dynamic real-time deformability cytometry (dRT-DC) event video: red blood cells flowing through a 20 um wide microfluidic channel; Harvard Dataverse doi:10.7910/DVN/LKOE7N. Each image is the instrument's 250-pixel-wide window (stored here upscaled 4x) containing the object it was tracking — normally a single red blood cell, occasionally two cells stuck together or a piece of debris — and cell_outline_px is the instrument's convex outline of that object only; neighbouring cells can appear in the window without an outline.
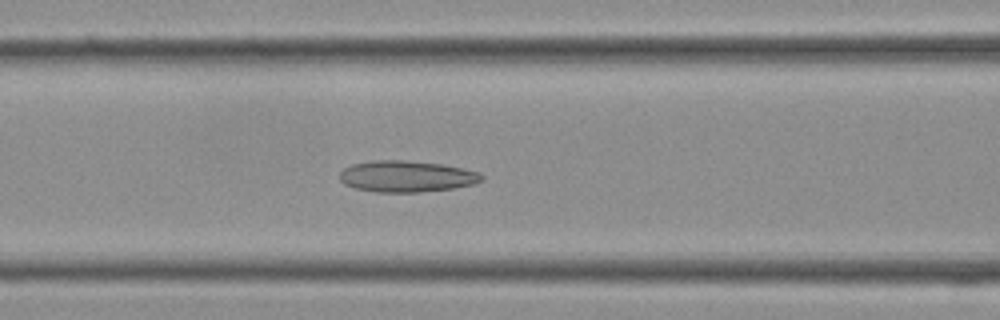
{"species": "Egyptian fruit bat (a non-hibernating species)", "species_latin": "Rousettus aegyptiacus", "temperature_condition": "cold", "stored_images_in_passage": 34, "camera_frame_rate_fps": 3000, "um_per_image_px": 0.085, "frame": {"image": 1, "passage_image": 12, "time_ms": 3.667, "image_size_px": [1000, 320], "cell_outline_px": [[484, 180], [472, 184], [452, 188], [420, 192], [376, 192], [356, 188], [344, 184], [340, 180], [340, 172], [344, 168], [352, 164], [372, 160], [404, 160], [440, 164], [480, 172], [484, 176]], "centroid_in_image_um": [34.54, 14.99], "position_along_channel_um": 132.1, "area_um2": 25.84}}
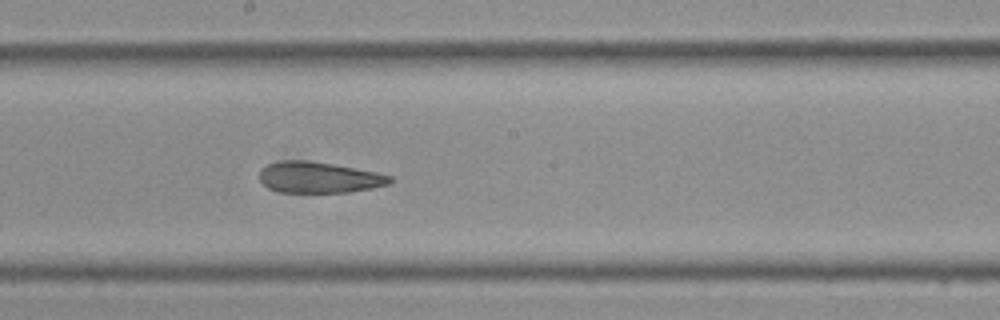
{"frame": {"image": 2, "passage_image": 17, "time_ms": 5.333, "image_size_px": [1000, 320], "cell_outline_px": [[392, 180], [388, 184], [372, 188], [348, 192], [280, 192], [268, 188], [260, 180], [260, 168], [268, 164], [284, 160], [304, 160], [332, 164], [376, 172], [392, 176]], "centroid_in_image_um": [27.09, 15.08], "position_along_channel_um": 221.1, "area_um2": 23.41}}
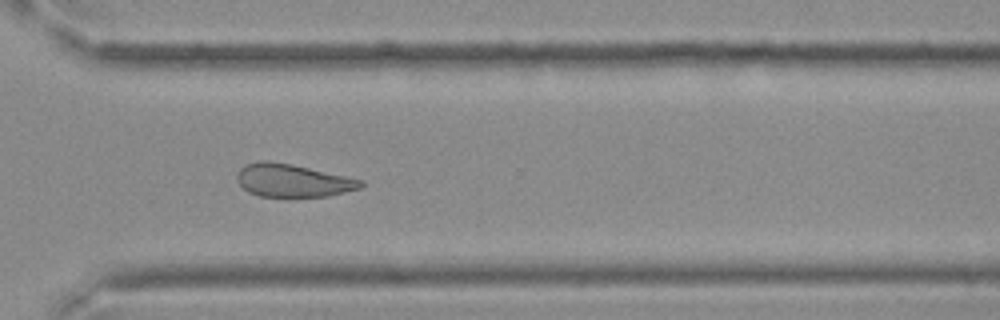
{"frame": {"image": 3, "passage_image": 24, "time_ms": 7.667, "image_size_px": [1000, 320], "cell_outline_px": [[364, 184], [360, 188], [328, 196], [260, 196], [248, 192], [236, 180], [236, 172], [244, 164], [260, 160], [264, 160], [292, 164], [348, 176], [364, 180]], "centroid_in_image_um": [24.87, 15.32], "position_along_channel_um": 345.7, "area_um2": 23.81}}